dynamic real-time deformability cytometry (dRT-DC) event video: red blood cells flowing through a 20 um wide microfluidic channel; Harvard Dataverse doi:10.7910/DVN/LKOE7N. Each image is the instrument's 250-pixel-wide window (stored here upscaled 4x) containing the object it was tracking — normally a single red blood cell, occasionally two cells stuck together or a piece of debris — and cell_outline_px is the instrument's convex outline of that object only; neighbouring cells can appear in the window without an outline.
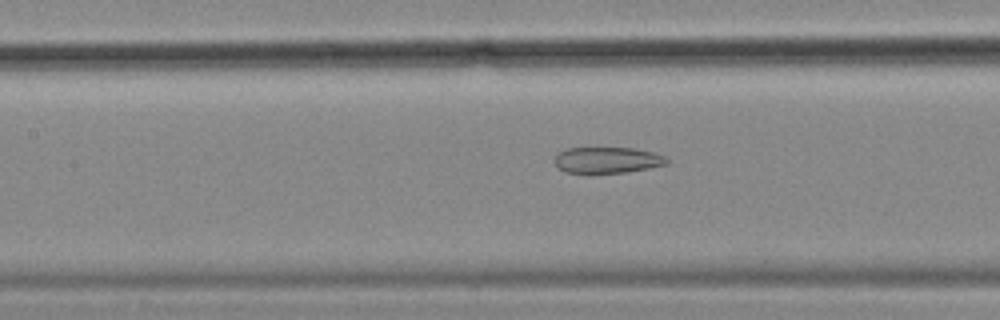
{"species": "common noctule bat (a hibernating species)", "species_latin": "Nyctalus noctula", "temperature_condition": "cold", "stored_images_in_passage": 45, "camera_frame_rate_fps": 3000, "um_per_image_px": 0.085, "animal": {"sex": "female", "body_mass_g": 18.4}, "frame": {"image": 1, "passage_image": 14, "time_ms": 4.333, "image_size_px": [1000, 320], "cell_outline_px": [[668, 164], [648, 168], [624, 172], [588, 176], [564, 172], [556, 168], [552, 160], [560, 152], [568, 148], [632, 148], [656, 152], [664, 156], [668, 160]], "centroid_in_image_um": [51.54, 13.65], "position_along_channel_um": 155.9, "area_um2": 17.86}}
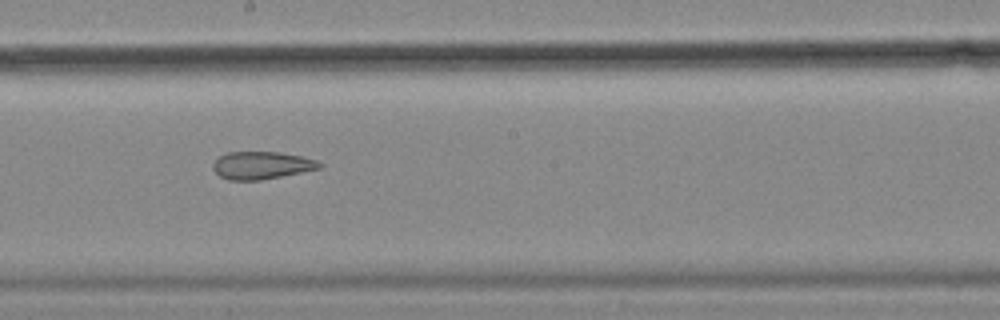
{"frame": {"image": 2, "passage_image": 20, "time_ms": 6.333, "image_size_px": [1000, 320], "cell_outline_px": [[324, 164], [320, 168], [260, 180], [228, 180], [220, 176], [212, 168], [212, 164], [220, 156], [228, 152], [280, 152], [304, 156], [316, 160]], "centroid_in_image_um": [22.24, 14.04], "position_along_channel_um": 226.0, "area_um2": 17.05}}
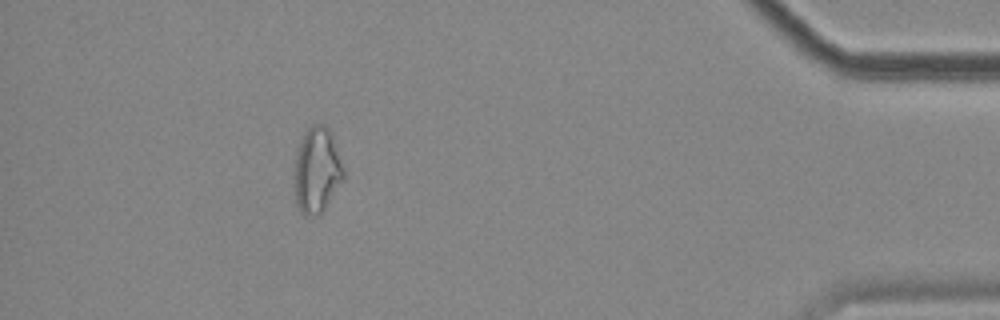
{"frame": {"image": 3, "passage_image": 40, "time_ms": 13.0, "image_size_px": [1000, 320], "cell_outline_px": [[344, 180], [320, 216], [304, 216], [300, 212], [296, 204], [296, 148], [304, 132], [312, 124], [324, 124], [332, 132], [344, 172]], "centroid_in_image_um": [26.96, 14.48], "position_along_channel_um": 408.2, "area_um2": 24.68}, "authors_computed_cell_mechanics": {"area_um2": 19.7098, "velocity_mm_per_s": 3.5309, "shape_relaxation_time_tau1_ms": null, "shape_relaxation_time_tau2_ms": 2.8843, "deformation_change_tau1": null, "deformation_change_tau2": 0.1168}}